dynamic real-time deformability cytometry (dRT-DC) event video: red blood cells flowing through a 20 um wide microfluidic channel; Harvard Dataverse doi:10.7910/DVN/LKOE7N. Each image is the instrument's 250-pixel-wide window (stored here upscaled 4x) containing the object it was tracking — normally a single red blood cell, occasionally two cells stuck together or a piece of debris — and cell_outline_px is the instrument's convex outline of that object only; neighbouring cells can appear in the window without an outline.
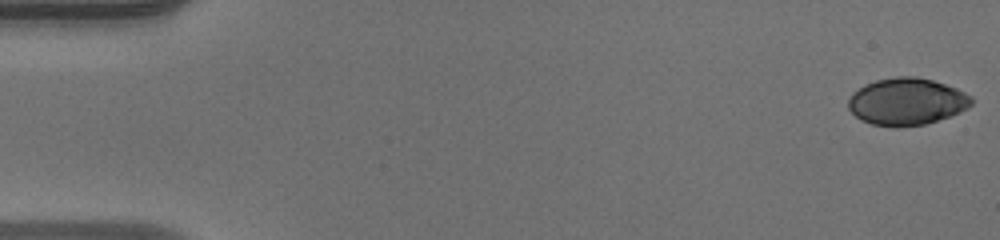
{"species": "human", "species_latin": "Homo sapiens", "temperature_condition": "warm", "stored_images_in_passage": 50, "camera_frame_rate_fps": 3000, "um_per_image_px": 0.085, "donor": {"sex": "male"}, "frame": {"image": 1, "passage_image": 1, "time_ms": 0.0, "image_size_px": [1000, 240], "cell_outline_px": [[972, 104], [968, 108], [960, 112], [924, 124], [900, 128], [896, 128], [872, 124], [860, 120], [848, 108], [848, 100], [852, 92], [864, 84], [876, 80], [896, 76], [916, 76], [932, 80], [956, 88], [972, 96]], "centroid_in_image_um": [77.04, 8.63], "position_along_channel_um": 8.0, "area_um2": 33.99}}
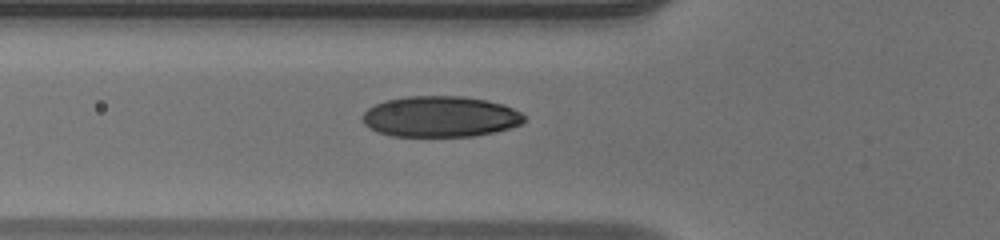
{"frame": {"image": 2, "passage_image": 18, "time_ms": 5.667, "image_size_px": [1000, 240], "cell_outline_px": [[524, 120], [520, 124], [508, 128], [492, 132], [472, 136], [392, 136], [376, 132], [364, 124], [360, 116], [368, 108], [384, 100], [404, 96], [464, 96], [504, 104], [520, 112], [524, 116]], "centroid_in_image_um": [37.36, 9.9], "position_along_channel_um": 88.4, "area_um2": 38.55}}
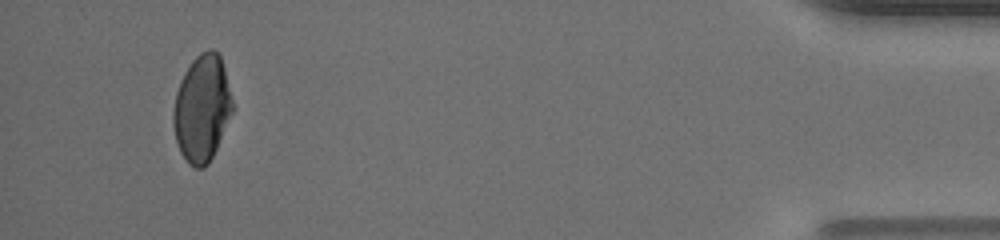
{"frame": {"image": 3, "passage_image": 47, "time_ms": 15.333, "image_size_px": [1000, 240], "cell_outline_px": [[232, 112], [216, 148], [208, 164], [204, 168], [196, 168], [188, 164], [180, 152], [176, 140], [172, 120], [172, 116], [176, 92], [180, 80], [184, 72], [192, 60], [200, 52], [208, 48], [212, 48], [220, 56], [224, 68], [232, 100]], "centroid_in_image_um": [17.14, 9.2], "position_along_channel_um": 418.1, "area_um2": 36.59}, "authors_computed_cell_mechanics": {"area_um2": 36.9342, "velocity_mm_per_s": 4.1599, "shape_relaxation_time_tau1_ms": 6.6553, "shape_relaxation_time_tau2_ms": null, "deformation_change_tau1": 0.2241, "deformation_change_tau2": null}}